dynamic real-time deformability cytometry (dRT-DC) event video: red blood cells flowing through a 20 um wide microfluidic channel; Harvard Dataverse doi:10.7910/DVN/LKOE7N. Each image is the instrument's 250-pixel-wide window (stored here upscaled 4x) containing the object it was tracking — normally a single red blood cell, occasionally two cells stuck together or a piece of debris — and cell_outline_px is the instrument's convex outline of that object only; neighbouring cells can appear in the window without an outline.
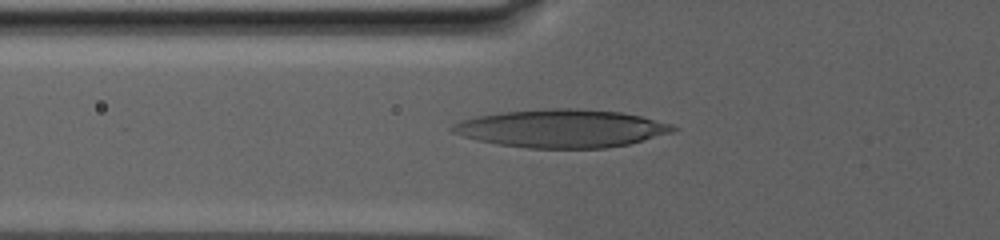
{"species": "human", "species_latin": "Homo sapiens", "temperature_condition": "warm", "stored_images_in_passage": 5, "camera_frame_rate_fps": 3000, "um_per_image_px": 0.085, "donor": {"sex": "male"}, "frame": {"image": 1, "passage_image": 3, "time_ms": 2.333, "image_size_px": [1000, 240], "cell_outline_px": [[680, 128], [672, 132], [628, 144], [604, 148], [528, 148], [500, 144], [480, 140], [464, 136], [452, 132], [448, 128], [452, 124], [460, 120], [472, 116], [504, 112], [544, 108], [576, 108], [620, 112], [640, 116], [672, 124]], "centroid_in_image_um": [47.7, 10.91], "position_along_channel_um": 78.1, "area_um2": 48.84}}
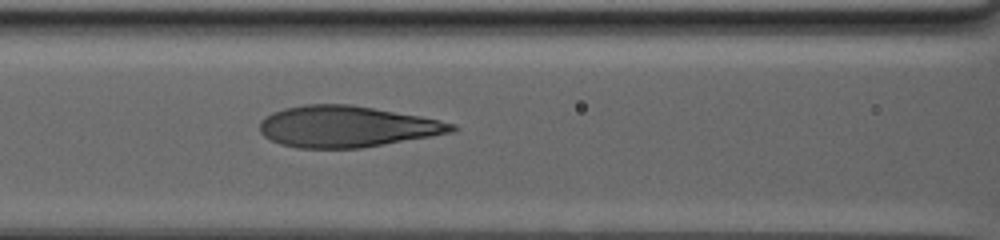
{"frame": {"image": 2, "passage_image": 5, "time_ms": 4.667, "image_size_px": [1000, 240], "cell_outline_px": [[460, 128], [452, 132], [360, 148], [296, 148], [280, 144], [264, 136], [260, 132], [260, 120], [264, 116], [272, 112], [284, 108], [304, 104], [352, 104], [420, 116], [456, 124]], "centroid_in_image_um": [29.43, 10.75], "position_along_channel_um": 137.2, "area_um2": 46.12}}